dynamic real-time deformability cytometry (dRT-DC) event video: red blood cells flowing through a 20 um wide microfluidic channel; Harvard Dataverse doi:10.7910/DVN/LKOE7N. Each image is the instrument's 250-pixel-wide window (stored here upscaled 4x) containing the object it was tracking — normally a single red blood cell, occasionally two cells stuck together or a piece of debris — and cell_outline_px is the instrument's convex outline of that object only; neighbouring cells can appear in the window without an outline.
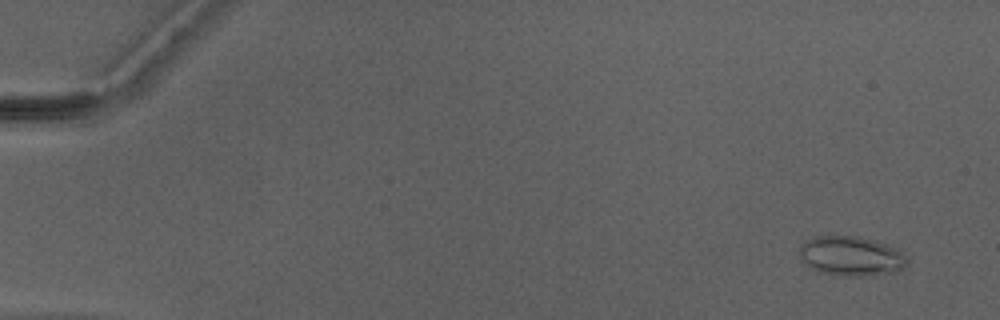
{"species": "Egyptian fruit bat (a non-hibernating species)", "species_latin": "Rousettus aegyptiacus", "temperature_condition": "warm", "stored_images_in_passage": 52, "camera_frame_rate_fps": 3000, "um_per_image_px": 0.085, "animal": {"sex": "male"}, "frame": {"image": 1, "passage_image": 4, "time_ms": 1.0, "image_size_px": [1000, 320], "cell_outline_px": [[908, 260], [904, 268], [892, 272], [872, 276], [844, 276], [824, 272], [812, 268], [800, 256], [800, 248], [808, 240], [816, 236], [856, 236], [888, 244], [896, 248]], "centroid_in_image_um": [72.39, 21.77], "position_along_channel_um": 12.6, "area_um2": 24.39}}
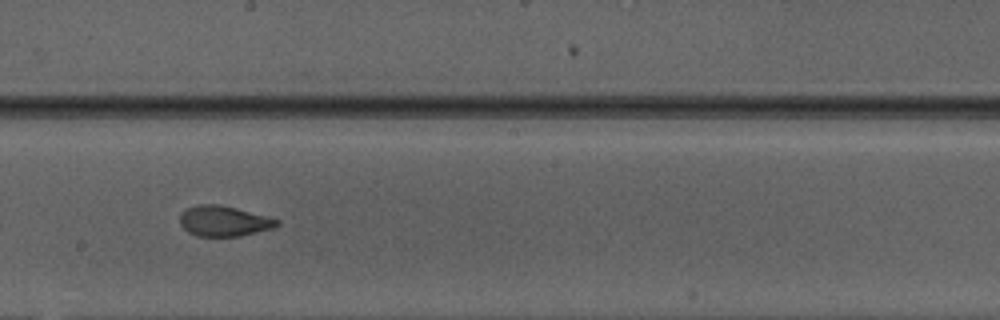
{"frame": {"image": 2, "passage_image": 30, "time_ms": 9.667, "image_size_px": [1000, 320], "cell_outline_px": [[280, 224], [272, 228], [240, 236], [200, 236], [188, 232], [180, 224], [180, 216], [188, 208], [200, 204], [220, 204], [268, 216], [280, 220]], "centroid_in_image_um": [19.06, 18.79], "position_along_channel_um": 229.1, "area_um2": 17.05}}
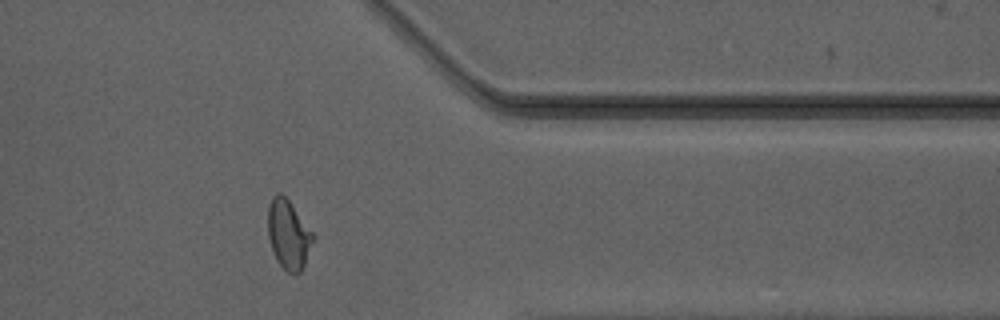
{"frame": {"image": 3, "passage_image": 42, "time_ms": 13.667, "image_size_px": [1000, 320], "cell_outline_px": [[316, 236], [304, 264], [300, 272], [296, 276], [288, 272], [276, 260], [268, 236], [268, 208], [272, 196], [276, 192], [280, 192], [288, 200]], "centroid_in_image_um": [24.52, 19.94], "position_along_channel_um": 386.9, "area_um2": 18.15}}